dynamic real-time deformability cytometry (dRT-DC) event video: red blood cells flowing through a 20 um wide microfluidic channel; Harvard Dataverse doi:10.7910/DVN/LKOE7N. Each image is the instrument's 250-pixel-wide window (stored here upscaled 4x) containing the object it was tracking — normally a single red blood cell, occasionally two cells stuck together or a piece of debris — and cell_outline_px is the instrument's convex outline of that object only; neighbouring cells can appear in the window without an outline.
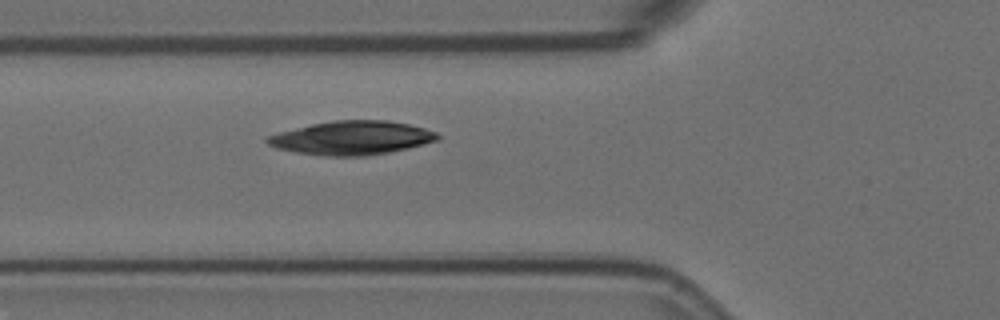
{"species": "Egyptian fruit bat (a non-hibernating species)", "species_latin": "Rousettus aegyptiacus", "temperature_condition": "room temperature", "stored_images_in_passage": 6, "camera_frame_rate_fps": 3000, "um_per_image_px": 0.085, "animal": {"sex": "female"}, "frame": {"image": 1, "passage_image": 6, "time_ms": 1.667, "image_size_px": [1000, 320], "cell_outline_px": [[440, 140], [408, 148], [388, 152], [364, 156], [328, 156], [296, 152], [276, 148], [268, 144], [264, 140], [268, 136], [280, 132], [312, 124], [332, 120], [388, 120], [408, 124], [424, 128], [436, 132], [440, 136]], "centroid_in_image_um": [29.92, 11.72], "position_along_channel_um": 95.9, "area_um2": 33.35}}